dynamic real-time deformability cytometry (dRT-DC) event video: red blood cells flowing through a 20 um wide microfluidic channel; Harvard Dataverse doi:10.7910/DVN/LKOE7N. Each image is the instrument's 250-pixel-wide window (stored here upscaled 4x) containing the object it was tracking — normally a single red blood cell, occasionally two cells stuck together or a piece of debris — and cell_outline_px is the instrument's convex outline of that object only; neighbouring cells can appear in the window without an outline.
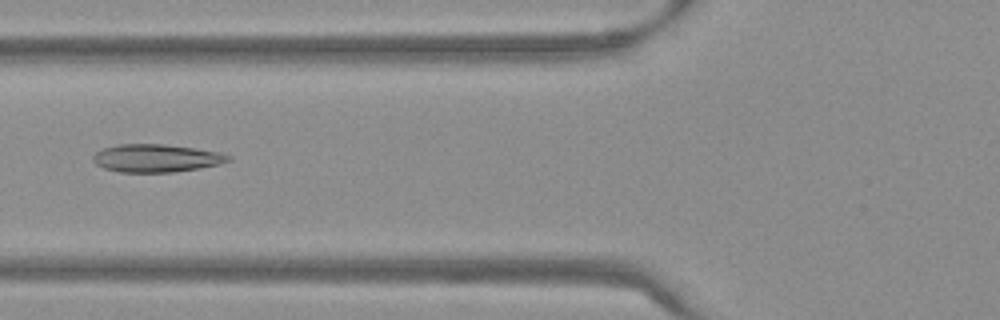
{"species": "Egyptian fruit bat (a non-hibernating species)", "species_latin": "Rousettus aegyptiacus", "temperature_condition": "warm", "stored_images_in_passage": 53, "camera_frame_rate_fps": 3000, "um_per_image_px": 0.085, "frame": {"image": 1, "passage_image": 21, "time_ms": 6.667, "image_size_px": [1000, 320], "cell_outline_px": [[232, 160], [200, 168], [172, 172], [120, 172], [104, 168], [96, 164], [92, 160], [92, 156], [96, 152], [104, 148], [116, 144], [164, 144], [196, 148], [224, 152], [232, 156]], "centroid_in_image_um": [13.3, 13.43], "position_along_channel_um": 112.5, "area_um2": 22.14}}
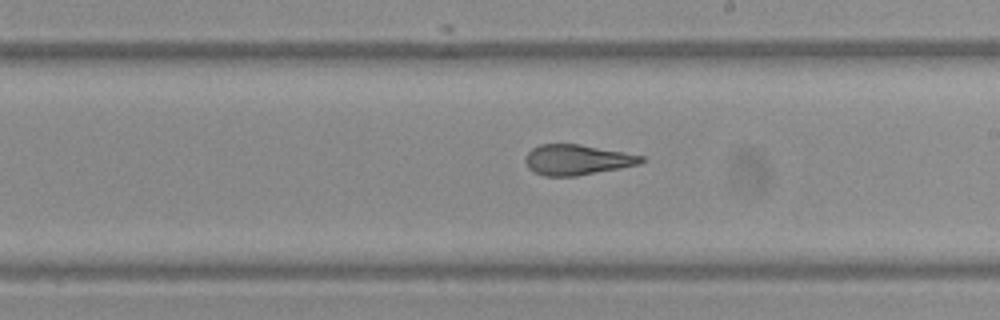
{"frame": {"image": 2, "passage_image": 31, "time_ms": 10.0, "image_size_px": [1000, 320], "cell_outline_px": [[644, 160], [640, 164], [620, 168], [576, 176], [544, 176], [528, 168], [524, 160], [524, 156], [532, 148], [540, 144], [580, 144], [624, 152], [644, 156]], "centroid_in_image_um": [49.03, 13.57], "position_along_channel_um": 240.0, "area_um2": 20.52}}
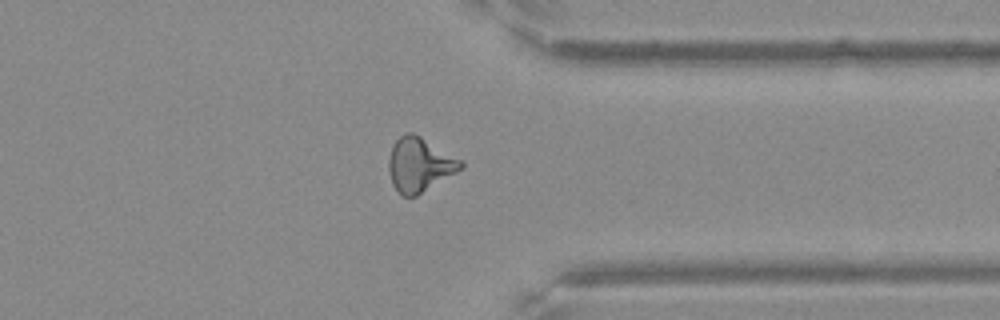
{"frame": {"image": 3, "passage_image": 42, "time_ms": 13.667, "image_size_px": [1000, 320], "cell_outline_px": [[464, 168], [416, 196], [404, 196], [392, 184], [388, 168], [388, 160], [392, 148], [396, 140], [404, 132], [412, 132], [420, 136], [464, 160]], "centroid_in_image_um": [35.69, 13.98], "position_along_channel_um": 375.7, "area_um2": 22.77}, "authors_computed_cell_mechanics": {"area_um2": 21.9062, "velocity_mm_per_s": 3.8156, "shape_relaxation_time_tau1_ms": null, "shape_relaxation_time_tau2_ms": 2.1877, "deformation_change_tau1": null, "deformation_change_tau2": 0.0939}}